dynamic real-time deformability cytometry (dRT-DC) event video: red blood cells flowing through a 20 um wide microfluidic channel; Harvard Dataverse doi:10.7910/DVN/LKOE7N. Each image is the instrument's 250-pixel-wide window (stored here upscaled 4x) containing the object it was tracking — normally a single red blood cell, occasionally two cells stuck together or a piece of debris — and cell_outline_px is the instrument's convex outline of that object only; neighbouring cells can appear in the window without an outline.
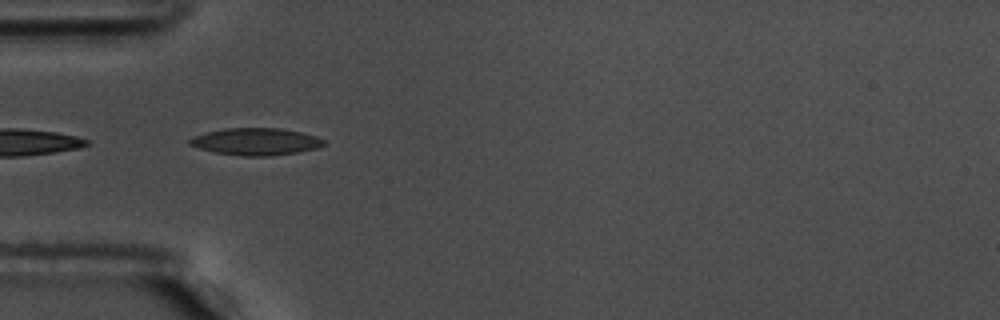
{"species": "common noctule bat (a hibernating species)", "species_latin": "Nyctalus noctula", "temperature_condition": "warm", "stored_images_in_passage": 14, "camera_frame_rate_fps": 3000, "um_per_image_px": 0.085, "animal": {"sex": "male", "body_mass_g": 17.5, "forearm_length_mm": 52.3}, "frame": {"image": 1, "passage_image": 1, "time_ms": 0.0, "image_size_px": [1000, 320], "cell_outline_px": [[328, 144], [316, 148], [296, 152], [272, 156], [244, 156], [216, 152], [200, 148], [188, 144], [188, 140], [204, 132], [224, 128], [280, 128], [300, 132], [316, 136], [324, 140]], "centroid_in_image_um": [21.76, 12.03], "position_along_channel_um": 63.2, "area_um2": 21.1}}
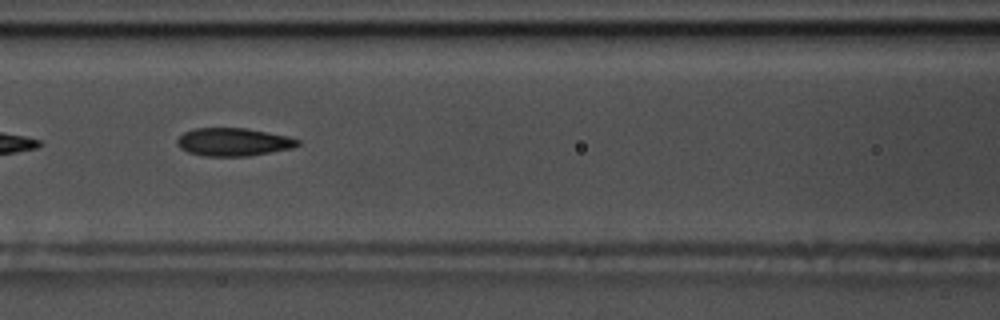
{"frame": {"image": 2, "passage_image": 8, "time_ms": 2.333, "image_size_px": [1000, 320], "cell_outline_px": [[300, 144], [292, 148], [248, 156], [204, 156], [188, 152], [180, 148], [176, 144], [176, 140], [184, 132], [192, 128], [244, 128], [288, 136], [300, 140]], "centroid_in_image_um": [19.81, 12.07], "position_along_channel_um": 146.8, "area_um2": 19.65}}